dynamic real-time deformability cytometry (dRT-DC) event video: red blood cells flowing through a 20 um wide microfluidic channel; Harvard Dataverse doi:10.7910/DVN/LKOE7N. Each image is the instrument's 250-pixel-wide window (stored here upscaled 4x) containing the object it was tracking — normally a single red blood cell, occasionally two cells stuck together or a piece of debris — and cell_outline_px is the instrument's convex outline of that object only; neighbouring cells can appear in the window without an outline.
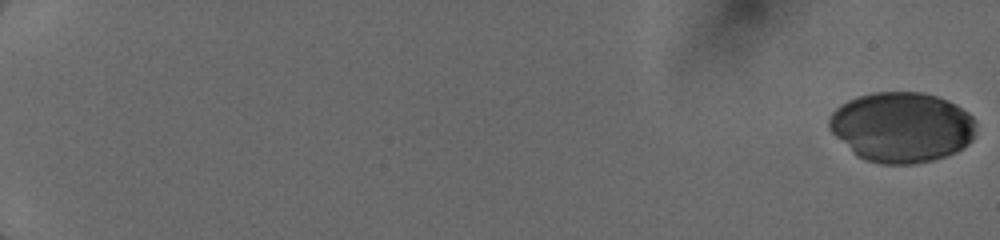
{"species": "human", "species_latin": "Homo sapiens", "temperature_condition": "cold", "stored_images_in_passage": 83, "camera_frame_rate_fps": 3000, "um_per_image_px": 0.085, "donor": {"sex": "female"}, "frame": {"image": 1, "passage_image": 1, "time_ms": 0.0, "image_size_px": [1000, 240], "cell_outline_px": [[976, 124], [972, 140], [968, 144], [956, 152], [932, 160], [916, 164], [880, 164], [864, 160], [856, 156], [828, 128], [828, 116], [840, 104], [848, 100], [872, 92], [920, 92], [936, 96], [948, 100], [956, 104], [968, 112], [976, 120]], "centroid_in_image_um": [76.64, 10.81], "position_along_channel_um": 8.4, "area_um2": 60.46}}
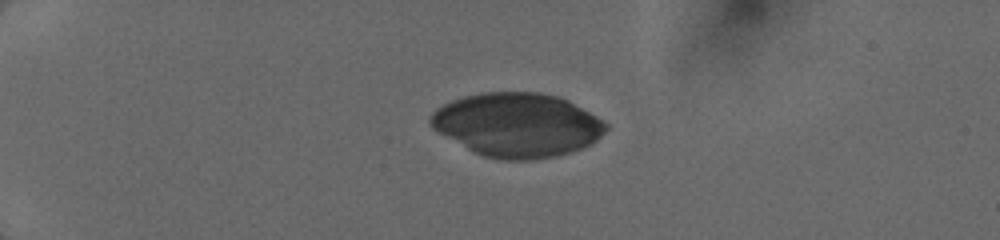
{"frame": {"image": 2, "passage_image": 16, "time_ms": 4.667, "image_size_px": [1000, 240], "cell_outline_px": [[608, 128], [592, 144], [572, 152], [556, 156], [536, 160], [500, 160], [484, 156], [472, 152], [432, 128], [428, 120], [432, 112], [436, 108], [452, 100], [464, 96], [480, 92], [540, 92], [556, 96], [568, 100], [604, 120], [608, 124]], "centroid_in_image_um": [43.97, 10.62], "position_along_channel_um": 41.0, "area_um2": 65.72}}